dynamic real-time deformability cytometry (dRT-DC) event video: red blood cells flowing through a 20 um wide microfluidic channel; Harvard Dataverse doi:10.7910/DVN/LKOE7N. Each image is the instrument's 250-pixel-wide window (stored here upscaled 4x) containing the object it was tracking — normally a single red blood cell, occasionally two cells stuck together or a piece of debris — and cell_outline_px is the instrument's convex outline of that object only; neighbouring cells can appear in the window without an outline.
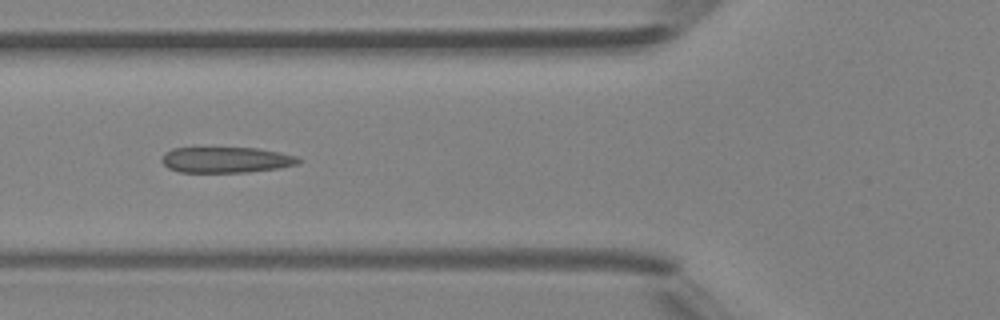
{"species": "Egyptian fruit bat (a non-hibernating species)", "species_latin": "Rousettus aegyptiacus", "temperature_condition": "room temperature", "stored_images_in_passage": 5, "camera_frame_rate_fps": 3000, "um_per_image_px": 0.085, "animal": {"sex": "female"}, "frame": {"image": 1, "passage_image": 5, "time_ms": 5.333, "image_size_px": [1000, 320], "cell_outline_px": [[304, 160], [300, 164], [280, 168], [248, 172], [180, 172], [168, 168], [160, 160], [164, 152], [172, 148], [256, 148], [280, 152], [296, 156]], "centroid_in_image_um": [19.25, 13.59], "position_along_channel_um": 106.6, "area_um2": 20.75}}